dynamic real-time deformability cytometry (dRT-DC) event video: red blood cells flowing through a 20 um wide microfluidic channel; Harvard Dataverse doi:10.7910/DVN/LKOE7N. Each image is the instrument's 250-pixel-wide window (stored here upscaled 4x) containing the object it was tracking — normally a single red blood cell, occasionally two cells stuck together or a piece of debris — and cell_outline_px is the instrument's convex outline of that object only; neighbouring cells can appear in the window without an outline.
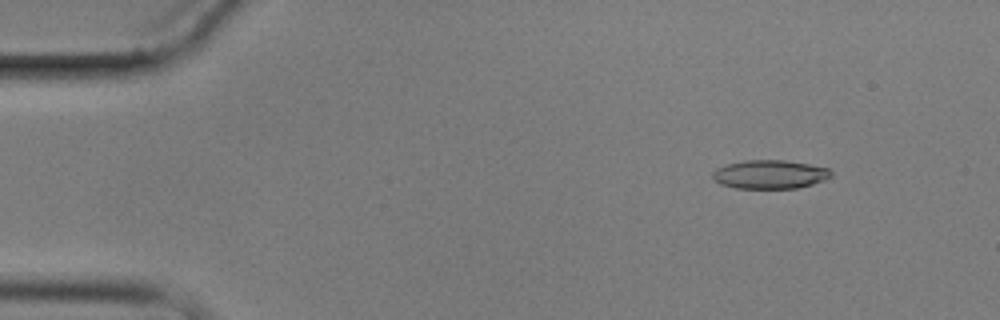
{"species": "common noctule bat (a hibernating species)", "species_latin": "Nyctalus noctula", "temperature_condition": "cold", "stored_images_in_passage": 7, "camera_frame_rate_fps": 3000, "um_per_image_px": 0.085, "animal": {"sex": "male", "body_mass_g": 17.9}, "frame": {"image": 1, "passage_image": 2, "time_ms": 1.0, "image_size_px": [1000, 320], "cell_outline_px": [[832, 176], [824, 180], [812, 184], [796, 188], [736, 188], [720, 184], [712, 176], [712, 172], [716, 168], [728, 164], [744, 160], [784, 160], [808, 164], [828, 168], [832, 172]], "centroid_in_image_um": [65.43, 14.82], "position_along_channel_um": 19.6, "area_um2": 19.71}}
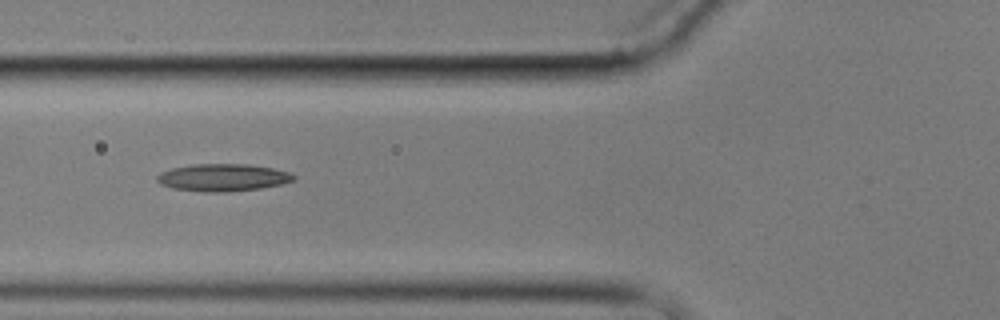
{"frame": {"image": 2, "passage_image": 6, "time_ms": 6.0, "image_size_px": [1000, 320], "cell_outline_px": [[296, 180], [280, 184], [260, 188], [228, 192], [204, 192], [172, 188], [160, 184], [156, 180], [156, 176], [160, 172], [172, 168], [192, 164], [248, 164], [272, 168], [288, 172], [296, 176]], "centroid_in_image_um": [18.92, 15.09], "position_along_channel_um": 106.9, "area_um2": 21.85}}
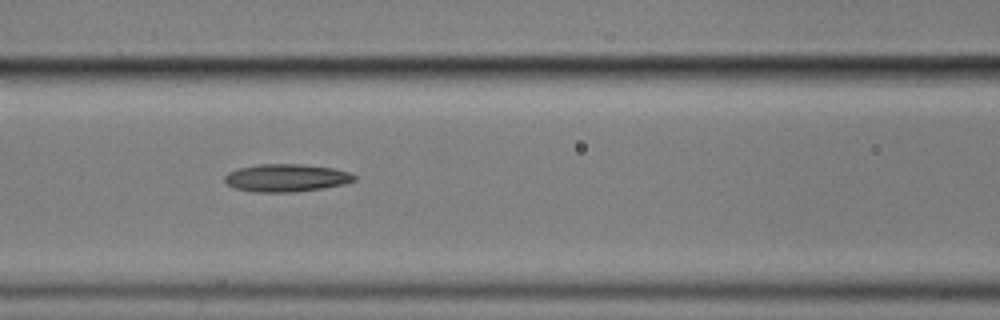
{"frame": {"image": 3, "passage_image": 7, "time_ms": 7.0, "image_size_px": [1000, 320], "cell_outline_px": [[356, 180], [344, 184], [324, 188], [296, 192], [252, 192], [236, 188], [228, 184], [224, 180], [224, 176], [228, 172], [236, 168], [260, 164], [300, 164], [332, 168], [348, 172], [356, 176]], "centroid_in_image_um": [24.32, 15.12], "position_along_channel_um": 142.3, "area_um2": 20.98}}